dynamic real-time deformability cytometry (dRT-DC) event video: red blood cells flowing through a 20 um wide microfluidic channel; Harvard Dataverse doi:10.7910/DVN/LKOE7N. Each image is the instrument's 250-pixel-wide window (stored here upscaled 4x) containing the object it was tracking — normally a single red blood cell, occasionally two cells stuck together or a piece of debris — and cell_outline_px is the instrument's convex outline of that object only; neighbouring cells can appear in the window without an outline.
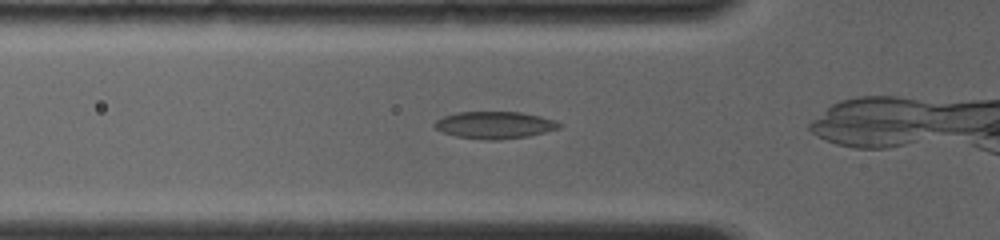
{"species": "common noctule bat (a hibernating species)", "species_latin": "Nyctalus noctula", "temperature_condition": "room temperature", "stored_images_in_passage": 39, "camera_frame_rate_fps": 4000, "um_per_image_px": 0.085, "animal": {"sex": "female", "body_mass_g": 19.0, "forearm_length_mm": 56.7}, "frame": {"image": 1, "passage_image": 7, "time_ms": 1.0, "image_size_px": [1000, 240], "cell_outline_px": [[564, 124], [560, 128], [528, 136], [500, 140], [484, 140], [456, 136], [444, 132], [436, 128], [432, 124], [436, 120], [444, 116], [456, 112], [520, 112], [540, 116], [556, 120]], "centroid_in_image_um": [42.07, 10.63], "position_along_channel_um": 83.7, "area_um2": 19.77}}
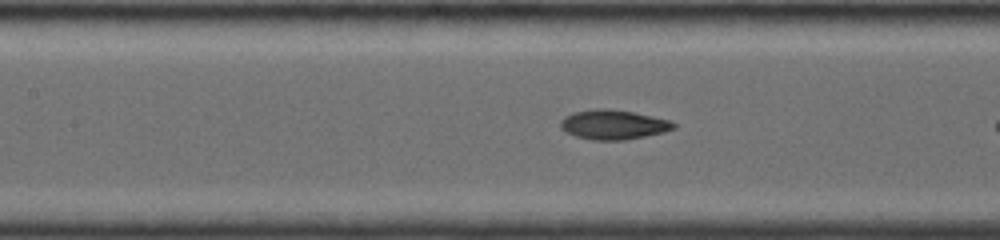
{"frame": {"image": 2, "passage_image": 15, "time_ms": 2.75, "image_size_px": [1000, 240], "cell_outline_px": [[676, 128], [664, 132], [624, 140], [592, 140], [576, 136], [560, 128], [560, 120], [564, 116], [572, 112], [592, 108], [608, 108], [632, 112], [672, 120], [676, 124]], "centroid_in_image_um": [52.13, 10.58], "position_along_channel_um": 155.3, "area_um2": 19.65}}
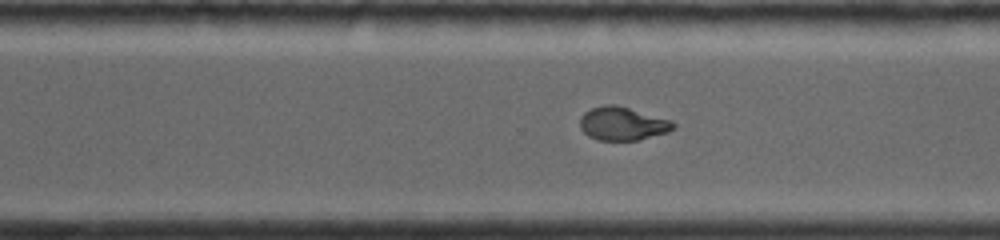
{"frame": {"image": 3, "passage_image": 34, "time_ms": 6.75, "image_size_px": [1000, 240], "cell_outline_px": [[676, 128], [668, 132], [636, 140], [596, 140], [588, 136], [580, 128], [580, 116], [584, 112], [592, 108], [604, 104], [616, 104], [672, 120], [676, 124]], "centroid_in_image_um": [52.91, 10.5], "position_along_channel_um": 317.7, "area_um2": 18.32}}